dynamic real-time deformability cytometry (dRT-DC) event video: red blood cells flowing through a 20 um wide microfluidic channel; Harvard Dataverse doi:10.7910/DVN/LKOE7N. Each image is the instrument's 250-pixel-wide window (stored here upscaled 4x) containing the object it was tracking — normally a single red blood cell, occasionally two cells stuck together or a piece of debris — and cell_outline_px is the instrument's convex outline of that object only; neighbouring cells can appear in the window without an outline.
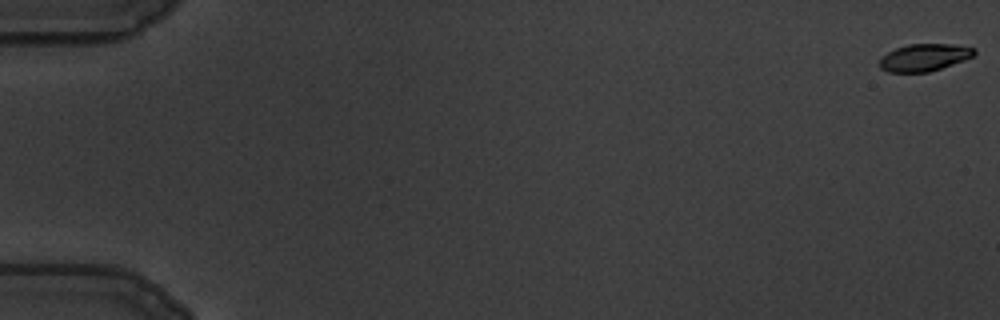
{"species": "common noctule bat (a hibernating species)", "species_latin": "Nyctalus noctula", "temperature_condition": "warm", "stored_images_in_passage": 20, "camera_frame_rate_fps": 3000, "um_per_image_px": 0.085, "animal": {"sex": "male", "body_mass_g": 19.5, "forearm_length_mm": 54.6}, "frame": {"image": 1, "passage_image": 1, "time_ms": 0.0, "image_size_px": [1000, 320], "cell_outline_px": [[976, 52], [972, 56], [964, 60], [928, 72], [888, 72], [880, 68], [876, 64], [880, 56], [896, 48], [908, 44], [952, 44], [976, 48]], "centroid_in_image_um": [78.5, 4.88], "position_along_channel_um": 6.5, "area_um2": 15.14}}
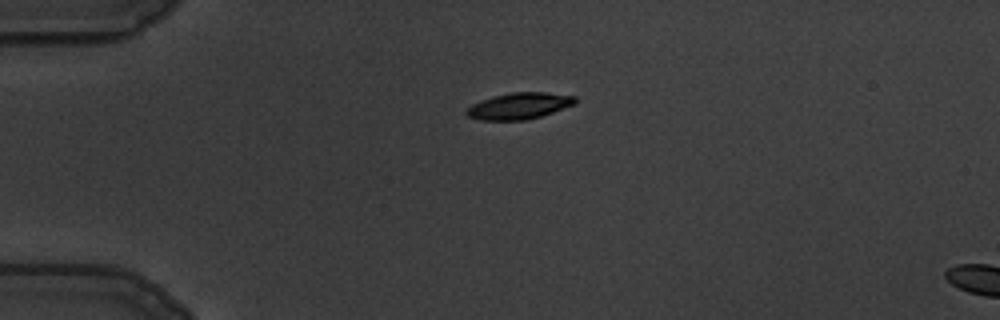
{"frame": {"image": 2, "passage_image": 16, "time_ms": 5.0, "image_size_px": [1000, 320], "cell_outline_px": [[576, 104], [540, 116], [524, 120], [480, 120], [468, 116], [464, 112], [472, 104], [480, 100], [492, 96], [512, 92], [544, 92], [576, 96]], "centroid_in_image_um": [44.12, 8.99], "position_along_channel_um": 40.9, "area_um2": 16.7}}